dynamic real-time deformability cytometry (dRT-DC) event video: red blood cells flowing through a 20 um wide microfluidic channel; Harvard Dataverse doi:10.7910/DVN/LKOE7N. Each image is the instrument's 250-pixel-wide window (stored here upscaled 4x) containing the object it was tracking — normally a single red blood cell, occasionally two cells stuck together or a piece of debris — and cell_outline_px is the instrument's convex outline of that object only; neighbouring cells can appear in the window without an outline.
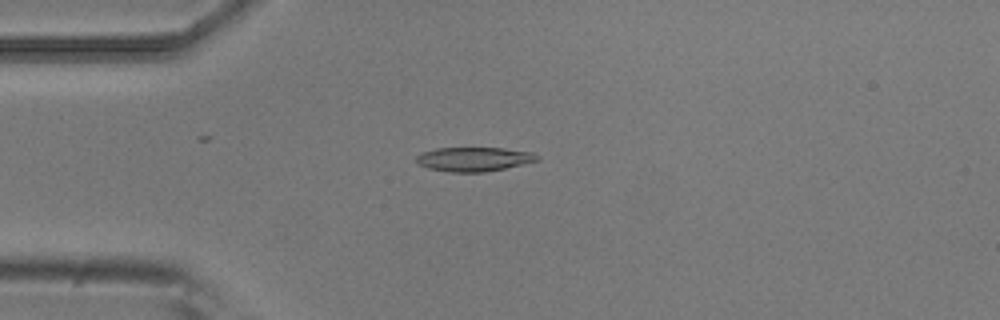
{"species": "common noctule bat (a hibernating species)", "species_latin": "Nyctalus noctula", "temperature_condition": "room temperature", "stored_images_in_passage": 7, "camera_frame_rate_fps": 3000, "um_per_image_px": 0.085, "animal": {"sex": "male", "body_mass_g": 20.5, "forearm_length_mm": 52.5}, "frame": {"image": 1, "passage_image": 4, "time_ms": 1.0, "image_size_px": [1000, 320], "cell_outline_px": [[540, 160], [504, 168], [484, 172], [448, 172], [428, 168], [416, 164], [416, 156], [420, 152], [436, 148], [504, 148], [532, 152], [540, 156]], "centroid_in_image_um": [40.25, 13.52], "position_along_channel_um": 44.8, "area_um2": 17.17}}
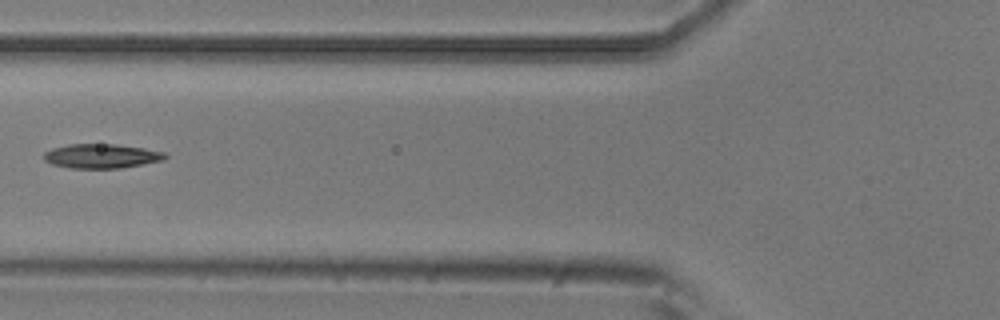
{"frame": {"image": 2, "passage_image": 6, "time_ms": 1.667, "image_size_px": [1000, 320], "cell_outline_px": [[168, 156], [164, 160], [120, 168], [68, 168], [52, 164], [44, 160], [44, 152], [52, 148], [68, 144], [116, 144], [144, 148], [164, 152]], "centroid_in_image_um": [8.61, 13.26], "position_along_channel_um": 117.2, "area_um2": 17.22}}
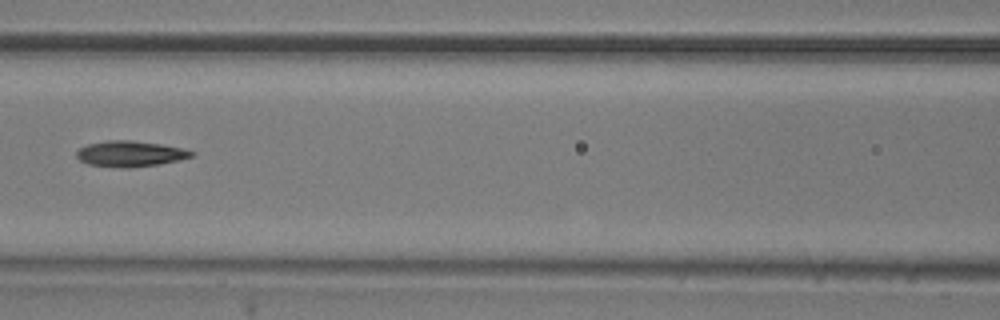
{"frame": {"image": 3, "passage_image": 7, "time_ms": 2.0, "image_size_px": [1000, 320], "cell_outline_px": [[196, 152], [192, 156], [180, 160], [156, 164], [128, 168], [88, 164], [80, 160], [76, 156], [76, 152], [80, 148], [88, 144], [108, 140], [132, 140], [160, 144], [184, 148]], "centroid_in_image_um": [11.08, 13.06], "position_along_channel_um": 155.5, "area_um2": 17.11}}